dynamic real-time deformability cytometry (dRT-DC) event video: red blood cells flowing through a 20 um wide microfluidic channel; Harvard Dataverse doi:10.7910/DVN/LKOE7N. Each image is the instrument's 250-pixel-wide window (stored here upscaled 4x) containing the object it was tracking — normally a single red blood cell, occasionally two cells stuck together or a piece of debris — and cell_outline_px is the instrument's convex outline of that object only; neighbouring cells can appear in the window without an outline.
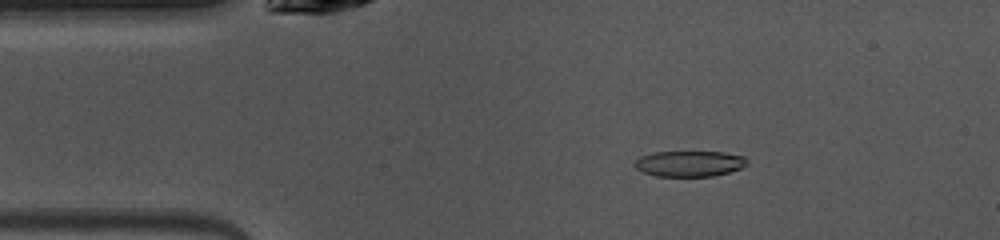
{"species": "common noctule bat (a hibernating species)", "species_latin": "Nyctalus noctula", "temperature_condition": "warm", "stored_images_in_passage": 47, "camera_frame_rate_fps": 3000, "um_per_image_px": 0.085, "animal": {"sex": "female", "body_mass_g": 10.0, "forearm_length_mm": 53.1}, "frame": {"image": 1, "passage_image": 7, "time_ms": 2.0, "image_size_px": [1000, 240], "cell_outline_px": [[748, 164], [740, 168], [728, 172], [712, 176], [656, 176], [644, 172], [636, 168], [636, 160], [640, 156], [652, 152], [724, 152], [744, 156], [748, 160]], "centroid_in_image_um": [58.62, 13.9], "position_along_channel_um": 26.4, "area_um2": 16.76}}
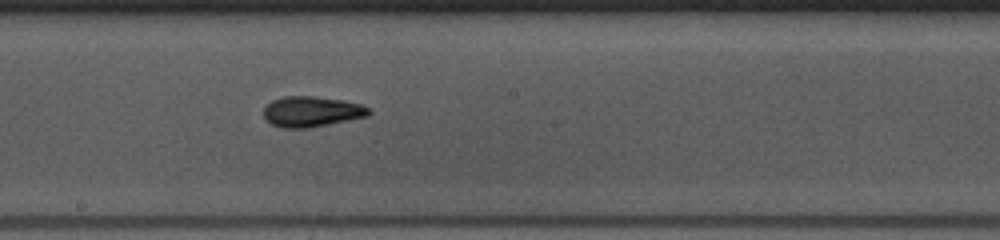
{"frame": {"image": 2, "passage_image": 24, "time_ms": 7.667, "image_size_px": [1000, 240], "cell_outline_px": [[372, 112], [368, 116], [308, 128], [280, 128], [264, 120], [264, 108], [272, 100], [284, 96], [312, 96], [344, 100], [360, 104], [368, 108]], "centroid_in_image_um": [26.46, 9.49], "position_along_channel_um": 221.7, "area_um2": 18.73}}
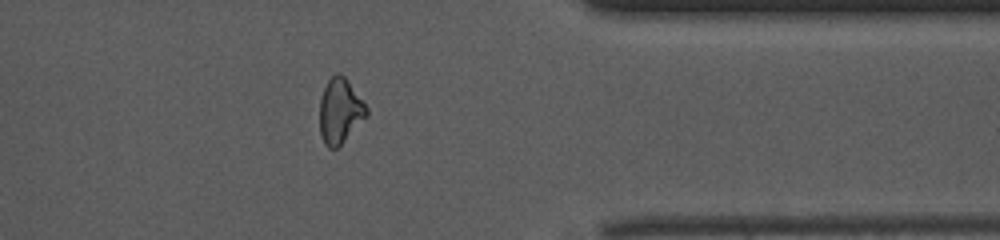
{"frame": {"image": 3, "passage_image": 37, "time_ms": 12.0, "image_size_px": [1000, 240], "cell_outline_px": [[368, 116], [336, 148], [328, 148], [324, 144], [320, 132], [320, 100], [324, 88], [328, 80], [336, 72], [340, 72], [348, 80], [368, 108]], "centroid_in_image_um": [28.9, 9.41], "position_along_channel_um": 382.5, "area_um2": 17.69}, "authors_computed_cell_mechanics": {"area_um2": 17.9758, "velocity_mm_per_s": 4.0794, "shape_relaxation_time_tau1_ms": 4.1118, "shape_relaxation_time_tau2_ms": 2.5905, "deformation_change_tau1": 0.1549, "deformation_change_tau2": 0.1072}}